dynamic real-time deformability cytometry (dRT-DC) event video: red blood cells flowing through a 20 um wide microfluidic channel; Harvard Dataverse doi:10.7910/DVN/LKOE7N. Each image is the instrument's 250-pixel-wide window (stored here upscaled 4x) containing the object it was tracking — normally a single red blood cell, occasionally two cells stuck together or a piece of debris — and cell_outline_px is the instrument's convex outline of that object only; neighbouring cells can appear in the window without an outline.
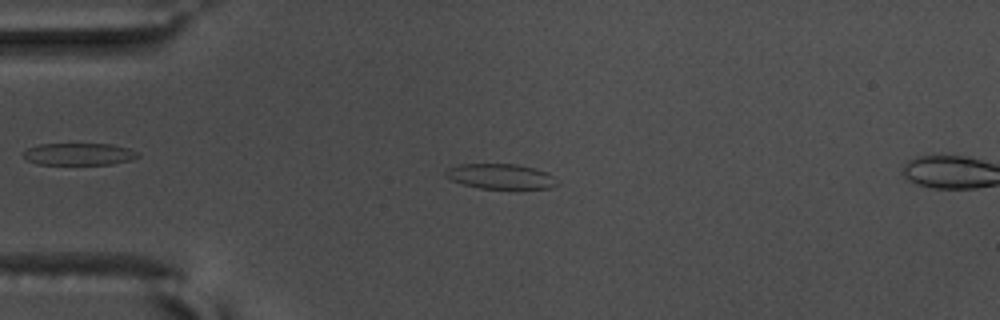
{"species": "common noctule bat (a hibernating species)", "species_latin": "Nyctalus noctula", "temperature_condition": "warm", "stored_images_in_passage": 13, "camera_frame_rate_fps": 3000, "um_per_image_px": 0.085, "animal": {"sex": "male", "body_mass_g": 17.5, "forearm_length_mm": 52.3}, "frame": {"image": 1, "passage_image": 10, "time_ms": 3.0, "image_size_px": [1000, 320], "cell_outline_px": [[560, 184], [552, 188], [480, 188], [464, 184], [452, 180], [444, 176], [444, 172], [448, 168], [460, 164], [516, 164], [536, 168], [552, 176]], "centroid_in_image_um": [42.54, 14.99], "position_along_channel_um": 42.5, "area_um2": 16.18}}